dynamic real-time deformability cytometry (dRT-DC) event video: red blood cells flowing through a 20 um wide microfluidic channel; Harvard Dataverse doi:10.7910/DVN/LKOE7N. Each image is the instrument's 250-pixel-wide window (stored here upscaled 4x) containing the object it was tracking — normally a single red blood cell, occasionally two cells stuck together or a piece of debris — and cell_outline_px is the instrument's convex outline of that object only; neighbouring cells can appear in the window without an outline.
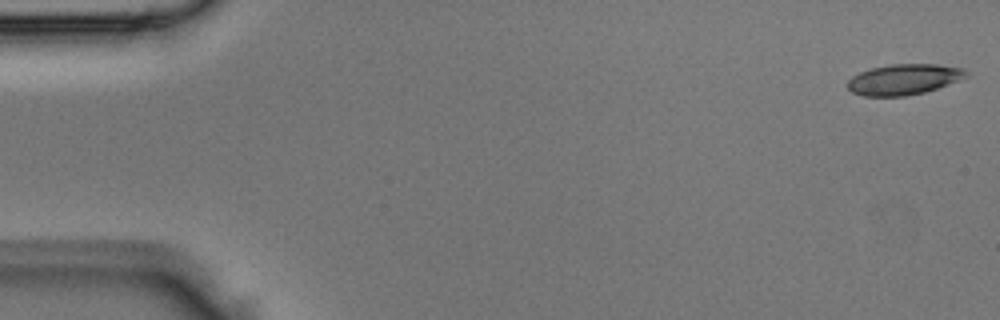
{"species": "Egyptian fruit bat (a non-hibernating species)", "species_latin": "Rousettus aegyptiacus", "temperature_condition": "room temperature", "stored_images_in_passage": 13, "camera_frame_rate_fps": 3000, "um_per_image_px": 0.085, "animal": {"sex": "male"}, "frame": {"image": 1, "passage_image": 1, "time_ms": 0.0, "image_size_px": [1000, 320], "cell_outline_px": [[968, 76], [936, 88], [924, 92], [904, 96], [864, 96], [852, 92], [848, 88], [848, 80], [852, 76], [860, 72], [872, 68], [892, 64], [936, 64], [964, 68], [968, 72]], "centroid_in_image_um": [76.82, 6.74], "position_along_channel_um": 8.2, "area_um2": 20.98}}
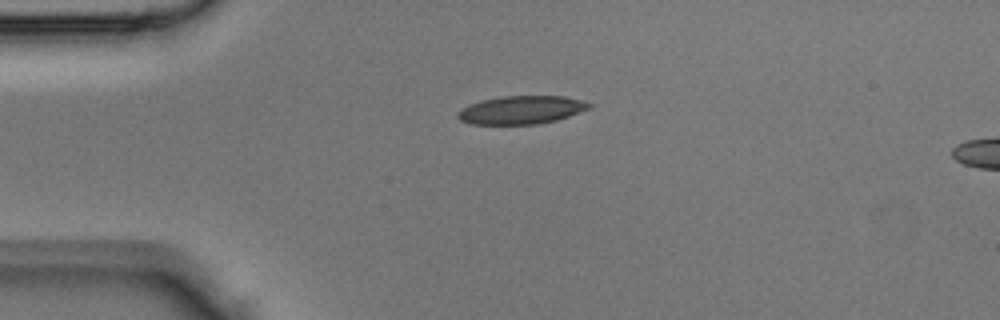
{"frame": {"image": 2, "passage_image": 10, "time_ms": 3.0, "image_size_px": [1000, 320], "cell_outline_px": [[592, 104], [588, 108], [568, 116], [556, 120], [536, 124], [472, 124], [460, 120], [456, 116], [456, 112], [460, 108], [468, 104], [480, 100], [500, 96], [564, 96], [580, 100]], "centroid_in_image_um": [44.22, 9.34], "position_along_channel_um": 40.8, "area_um2": 21.56}}